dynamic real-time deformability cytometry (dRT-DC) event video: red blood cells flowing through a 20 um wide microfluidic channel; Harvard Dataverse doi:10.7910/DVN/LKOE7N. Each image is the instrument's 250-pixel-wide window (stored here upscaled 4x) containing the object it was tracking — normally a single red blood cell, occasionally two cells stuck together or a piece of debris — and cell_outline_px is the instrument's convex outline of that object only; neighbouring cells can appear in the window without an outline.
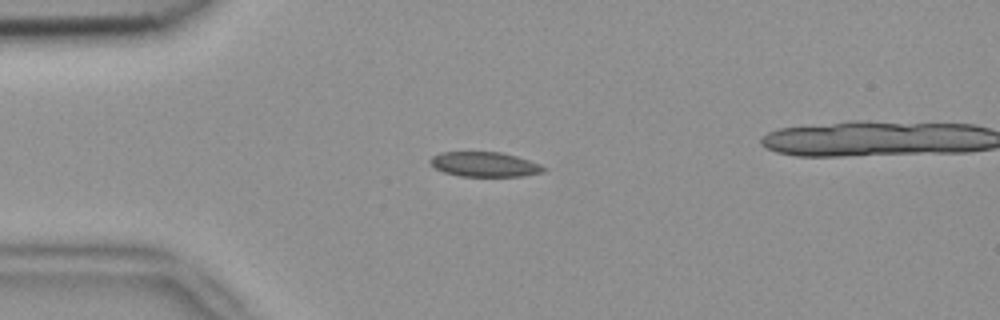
{"species": "common noctule bat (a hibernating species)", "species_latin": "Nyctalus noctula", "temperature_condition": "room temperature", "stored_images_in_passage": 4, "camera_frame_rate_fps": 3000, "um_per_image_px": 0.085, "animal": {"sex": "female", "body_mass_g": 18.4}, "frame": {"image": 1, "passage_image": 3, "time_ms": 0.667, "image_size_px": [1000, 320], "cell_outline_px": [[548, 168], [544, 172], [524, 176], [460, 176], [444, 172], [436, 168], [428, 160], [432, 156], [440, 152], [500, 152], [516, 156], [540, 164]], "centroid_in_image_um": [41.21, 13.97], "position_along_channel_um": 43.8, "area_um2": 16.36}}